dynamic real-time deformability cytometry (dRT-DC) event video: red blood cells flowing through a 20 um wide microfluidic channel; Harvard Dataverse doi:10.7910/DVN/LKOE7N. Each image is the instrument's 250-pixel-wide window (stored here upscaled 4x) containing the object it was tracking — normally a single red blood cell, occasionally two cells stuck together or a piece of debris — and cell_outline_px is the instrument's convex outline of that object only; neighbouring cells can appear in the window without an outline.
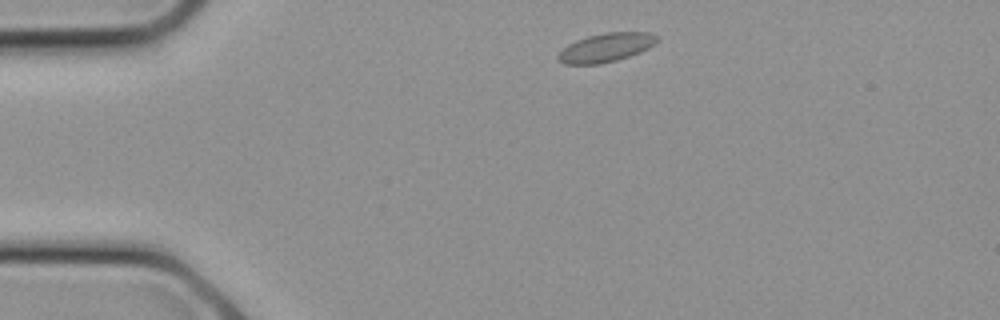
{"species": "common noctule bat (a hibernating species)", "species_latin": "Nyctalus noctula", "temperature_condition": "cold", "stored_images_in_passage": 5, "camera_frame_rate_fps": 3000, "um_per_image_px": 0.085, "animal": {"sex": "female", "body_mass_g": 21.9}, "frame": {"image": 1, "passage_image": 1, "time_ms": 0.0, "image_size_px": [1000, 320], "cell_outline_px": [[660, 40], [648, 48], [640, 52], [616, 60], [600, 64], [564, 64], [556, 60], [556, 56], [568, 44], [576, 40], [588, 36], [604, 32], [652, 32], [660, 36]], "centroid_in_image_um": [51.53, 4.03], "position_along_channel_um": 33.5, "area_um2": 16.76}}
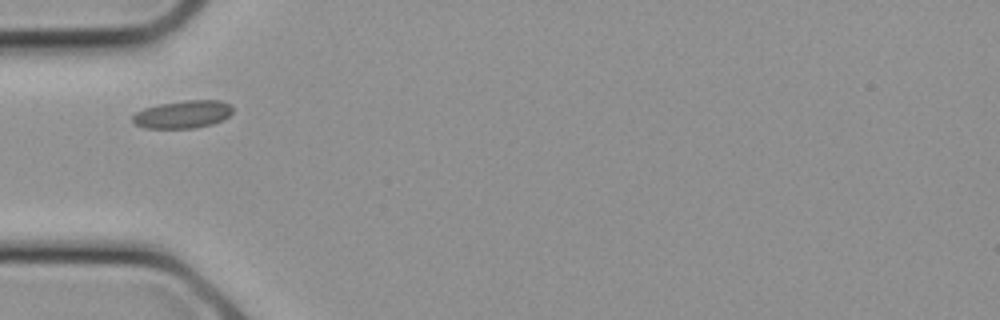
{"frame": {"image": 2, "passage_image": 4, "time_ms": 1.0, "image_size_px": [1000, 320], "cell_outline_px": [[232, 112], [228, 116], [212, 124], [196, 128], [144, 128], [136, 124], [132, 120], [132, 116], [136, 112], [144, 108], [160, 104], [184, 100], [220, 100], [228, 104], [232, 108]], "centroid_in_image_um": [15.52, 9.72], "position_along_channel_um": 69.5, "area_um2": 16.07}}